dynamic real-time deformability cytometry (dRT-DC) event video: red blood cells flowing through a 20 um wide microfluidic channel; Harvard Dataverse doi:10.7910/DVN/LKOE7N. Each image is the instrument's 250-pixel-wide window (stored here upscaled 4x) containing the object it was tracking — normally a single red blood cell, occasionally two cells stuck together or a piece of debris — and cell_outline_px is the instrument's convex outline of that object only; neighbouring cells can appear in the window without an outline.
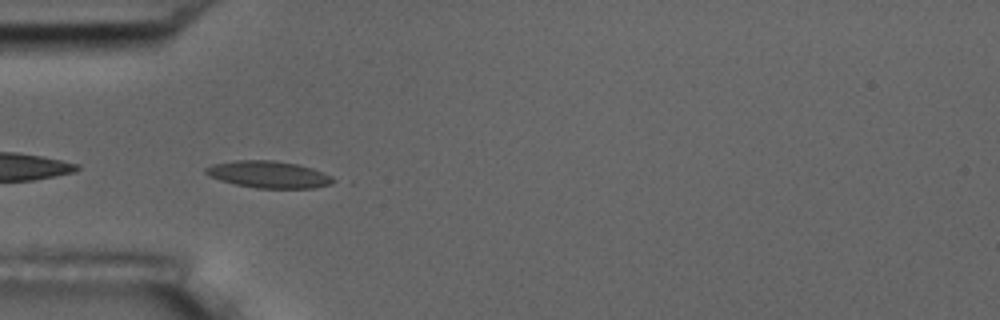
{"species": "common noctule bat (a hibernating species)", "species_latin": "Nyctalus noctula", "temperature_condition": "room temperature", "stored_images_in_passage": 6, "camera_frame_rate_fps": 3000, "um_per_image_px": 0.085, "animal": {"sex": "male", "body_mass_g": 17.5, "forearm_length_mm": 52.3}, "frame": {"image": 1, "passage_image": 6, "time_ms": 5.667, "image_size_px": [1000, 320], "cell_outline_px": [[336, 180], [332, 184], [316, 188], [256, 188], [236, 184], [220, 180], [208, 176], [204, 172], [204, 168], [212, 164], [236, 160], [272, 160], [296, 164], [312, 168], [332, 176]], "centroid_in_image_um": [22.83, 14.83], "position_along_channel_um": 62.2, "area_um2": 20.06}}